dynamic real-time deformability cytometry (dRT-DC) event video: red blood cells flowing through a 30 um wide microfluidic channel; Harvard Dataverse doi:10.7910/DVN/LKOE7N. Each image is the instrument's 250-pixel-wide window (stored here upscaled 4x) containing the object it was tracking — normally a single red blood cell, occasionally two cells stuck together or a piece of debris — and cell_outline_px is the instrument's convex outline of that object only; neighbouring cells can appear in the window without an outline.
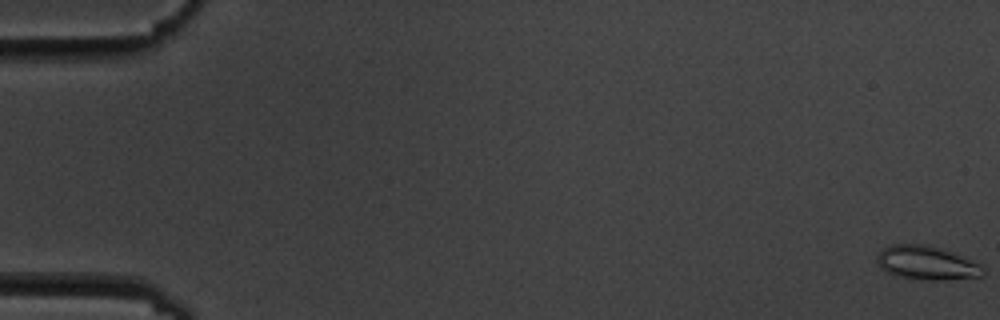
{"species": "common noctule bat (a hibernating species)", "species_latin": "Nyctalus noctula", "temperature_condition": "cold", "stored_images_in_passage": 5, "camera_frame_rate_fps": 3000, "um_per_image_px": 0.085, "animal": {"sex": "male", "body_mass_g": 19.5, "forearm_length_mm": 54.6}, "frame": {"image": 1, "passage_image": 1, "time_ms": 0.0, "image_size_px": [1000, 320], "cell_outline_px": [[984, 272], [980, 276], [940, 280], [912, 280], [892, 276], [880, 268], [876, 260], [876, 256], [884, 248], [892, 244], [924, 244], [984, 264]], "centroid_in_image_um": [78.71, 22.38], "position_along_channel_um": 6.3, "area_um2": 20.98}}
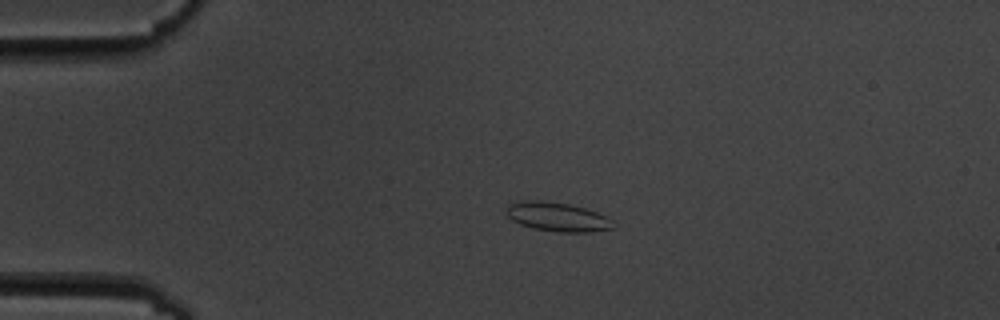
{"frame": {"image": 2, "passage_image": 4, "time_ms": 4.333, "image_size_px": [1000, 320], "cell_outline_px": [[616, 228], [592, 232], [556, 232], [532, 228], [520, 224], [512, 220], [504, 212], [504, 208], [508, 204], [520, 200], [540, 200], [568, 204], [584, 208], [596, 212], [612, 220]], "centroid_in_image_um": [47.33, 18.43], "position_along_channel_um": 37.7, "area_um2": 18.32}}